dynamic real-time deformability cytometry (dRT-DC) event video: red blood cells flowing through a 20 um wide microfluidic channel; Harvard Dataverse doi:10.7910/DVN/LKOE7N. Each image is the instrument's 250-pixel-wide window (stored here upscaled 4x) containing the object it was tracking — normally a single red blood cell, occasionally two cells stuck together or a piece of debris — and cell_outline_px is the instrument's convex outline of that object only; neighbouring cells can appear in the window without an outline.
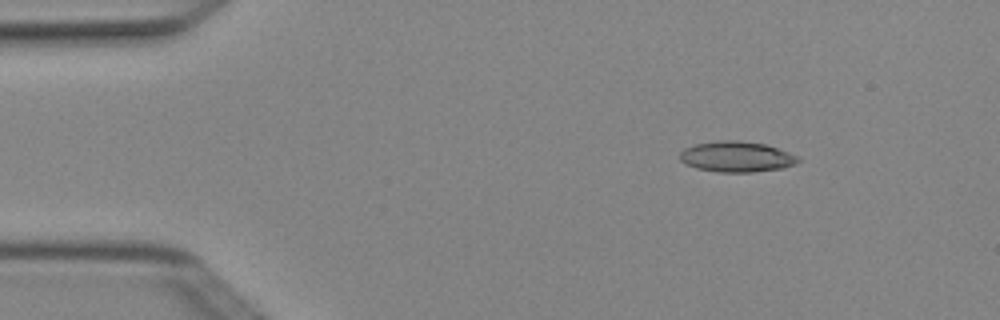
{"species": "Egyptian fruit bat (a non-hibernating species)", "species_latin": "Rousettus aegyptiacus", "temperature_condition": "cold", "stored_images_in_passage": 4, "camera_frame_rate_fps": 3000, "um_per_image_px": 0.085, "animal": {"sex": "female"}, "frame": {"image": 1, "passage_image": 2, "time_ms": 0.333, "image_size_px": [1000, 320], "cell_outline_px": [[800, 160], [796, 164], [784, 168], [752, 172], [716, 172], [696, 168], [684, 164], [680, 160], [680, 152], [684, 148], [696, 144], [720, 140], [740, 140], [764, 144], [800, 156]], "centroid_in_image_um": [62.61, 13.33], "position_along_channel_um": 22.4, "area_um2": 21.27}}